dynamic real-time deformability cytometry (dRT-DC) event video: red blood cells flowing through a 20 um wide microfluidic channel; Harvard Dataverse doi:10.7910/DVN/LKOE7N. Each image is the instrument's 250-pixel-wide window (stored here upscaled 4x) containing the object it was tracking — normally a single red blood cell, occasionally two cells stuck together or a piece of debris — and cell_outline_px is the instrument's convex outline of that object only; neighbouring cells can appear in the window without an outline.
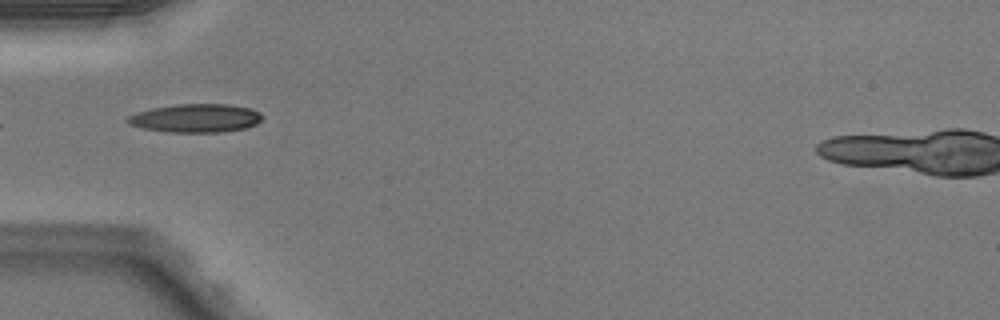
{"species": "Egyptian fruit bat (a non-hibernating species)", "species_latin": "Rousettus aegyptiacus", "temperature_condition": "warm", "stored_images_in_passage": 22, "camera_frame_rate_fps": 3000, "um_per_image_px": 0.085, "animal": {"sex": "male"}, "frame": {"image": 1, "passage_image": 1, "time_ms": 0.0, "image_size_px": [1000, 320], "cell_outline_px": [[264, 120], [256, 124], [244, 128], [220, 132], [168, 132], [144, 128], [128, 124], [124, 120], [128, 116], [136, 112], [152, 108], [176, 104], [228, 104], [252, 108], [260, 112], [264, 116]], "centroid_in_image_um": [16.66, 10.03], "position_along_channel_um": 68.3, "area_um2": 22.54}}